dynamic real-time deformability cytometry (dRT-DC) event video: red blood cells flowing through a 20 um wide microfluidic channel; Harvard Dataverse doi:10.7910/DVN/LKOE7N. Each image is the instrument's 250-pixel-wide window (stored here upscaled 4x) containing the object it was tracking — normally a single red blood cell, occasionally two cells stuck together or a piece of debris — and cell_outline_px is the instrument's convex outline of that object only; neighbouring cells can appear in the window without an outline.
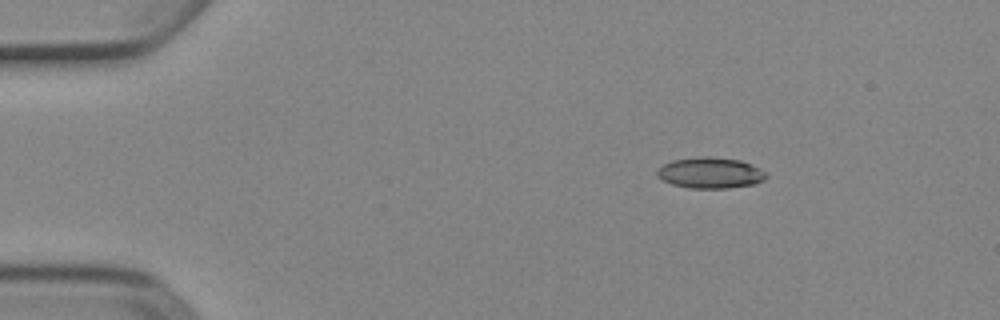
{"species": "Egyptian fruit bat (a non-hibernating species)", "species_latin": "Rousettus aegyptiacus", "temperature_condition": "cold", "stored_images_in_passage": 3, "camera_frame_rate_fps": 3000, "um_per_image_px": 0.085, "animal": {"sex": "female"}, "frame": {"image": 1, "passage_image": 1, "time_ms": 0.0, "image_size_px": [1000, 320], "cell_outline_px": [[768, 176], [764, 180], [752, 184], [728, 188], [688, 188], [672, 184], [656, 176], [656, 172], [664, 164], [672, 160], [700, 156], [708, 156], [740, 160], [752, 164], [768, 172]], "centroid_in_image_um": [60.4, 14.68], "position_along_channel_um": 24.6, "area_um2": 19.77}}